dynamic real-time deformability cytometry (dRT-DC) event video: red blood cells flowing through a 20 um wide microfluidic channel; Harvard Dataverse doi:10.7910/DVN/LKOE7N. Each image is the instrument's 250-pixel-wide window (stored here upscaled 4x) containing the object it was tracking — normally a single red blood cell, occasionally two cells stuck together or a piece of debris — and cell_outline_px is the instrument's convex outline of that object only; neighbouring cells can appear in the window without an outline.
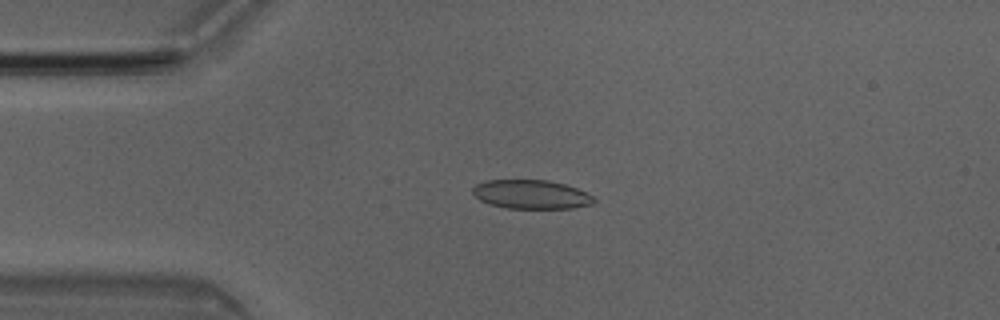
{"species": "Egyptian fruit bat (a non-hibernating species)", "species_latin": "Rousettus aegyptiacus", "temperature_condition": "room temperature", "stored_images_in_passage": 5, "camera_frame_rate_fps": 3000, "um_per_image_px": 0.085, "animal": {"sex": "male"}, "frame": {"image": 1, "passage_image": 3, "time_ms": 0.667, "image_size_px": [1000, 320], "cell_outline_px": [[596, 200], [592, 204], [572, 208], [504, 208], [488, 204], [480, 200], [472, 192], [472, 188], [476, 184], [484, 180], [548, 180], [564, 184], [576, 188], [592, 196]], "centroid_in_image_um": [45.11, 16.52], "position_along_channel_um": 39.9, "area_um2": 20.4}}